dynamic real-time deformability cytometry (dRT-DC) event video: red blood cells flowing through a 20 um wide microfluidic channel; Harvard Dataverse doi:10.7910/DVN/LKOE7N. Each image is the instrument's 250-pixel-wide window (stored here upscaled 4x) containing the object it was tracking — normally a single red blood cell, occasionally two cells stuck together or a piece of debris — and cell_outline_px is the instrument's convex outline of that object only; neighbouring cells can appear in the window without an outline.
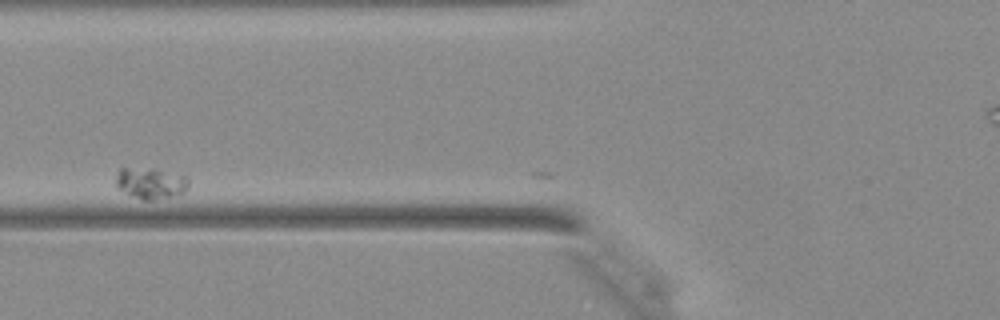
{"species": "Egyptian fruit bat (a non-hibernating species)", "species_latin": "Rousettus aegyptiacus", "temperature_condition": "warm", "stored_images_in_passage": 6, "camera_frame_rate_fps": 3000, "um_per_image_px": 0.085, "animal": {"sex": "female"}, "frame": {"image": 1, "passage_image": 4, "time_ms": 1.0, "image_size_px": [1000, 320], "cell_outline_px": [[188, 188], [180, 196], [156, 200], [144, 200], [120, 188], [116, 184], [116, 176], [120, 168], [156, 168], [188, 176]], "centroid_in_image_um": [12.9, 15.56], "position_along_channel_um": 112.9, "area_um2": 13.35}}